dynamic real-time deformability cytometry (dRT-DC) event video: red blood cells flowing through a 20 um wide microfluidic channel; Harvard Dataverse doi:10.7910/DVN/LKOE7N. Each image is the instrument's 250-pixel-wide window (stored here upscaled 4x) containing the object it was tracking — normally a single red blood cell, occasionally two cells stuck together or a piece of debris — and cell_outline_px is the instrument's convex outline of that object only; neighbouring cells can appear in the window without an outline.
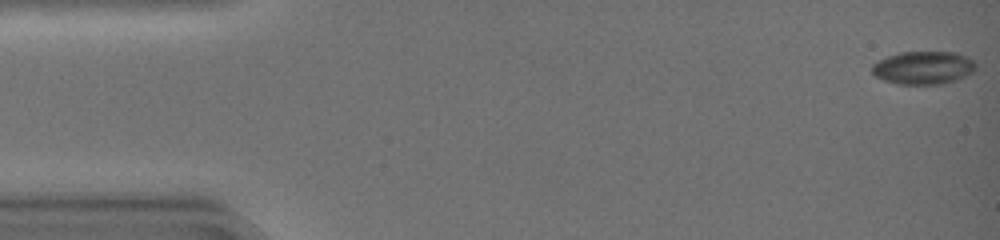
{"species": "common noctule bat (a hibernating species)", "species_latin": "Nyctalus noctula", "temperature_condition": "warm", "stored_images_in_passage": 45, "camera_frame_rate_fps": 3000, "um_per_image_px": 0.085, "animal": {"sex": "female", "body_mass_g": 19.0, "forearm_length_mm": 51.5}, "frame": {"image": 1, "passage_image": 1, "time_ms": 0.0, "image_size_px": [1000, 240], "cell_outline_px": [[976, 68], [972, 72], [956, 80], [940, 84], [900, 84], [884, 80], [876, 76], [872, 72], [872, 64], [888, 56], [900, 52], [956, 52], [968, 56], [976, 64]], "centroid_in_image_um": [78.5, 5.75], "position_along_channel_um": 6.5, "area_um2": 19.88}}
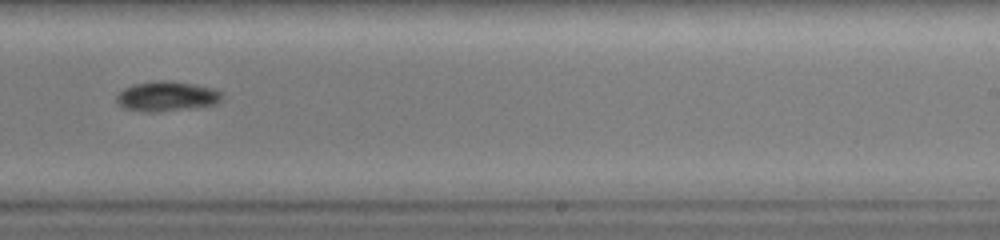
{"frame": {"image": 2, "passage_image": 29, "time_ms": 9.333, "image_size_px": [1000, 240], "cell_outline_px": [[224, 100], [216, 104], [196, 108], [124, 108], [116, 100], [116, 96], [124, 88], [132, 84], [156, 80], [168, 80], [196, 84], [212, 88], [224, 92]], "centroid_in_image_um": [14.31, 8.11], "position_along_channel_um": 274.7, "area_um2": 17.63}}
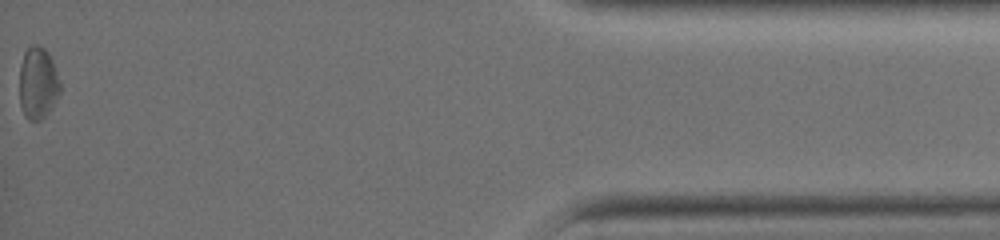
{"frame": {"image": 3, "passage_image": 45, "time_ms": 14.667, "image_size_px": [1000, 240], "cell_outline_px": [[60, 92], [52, 108], [40, 120], [28, 120], [24, 116], [20, 104], [20, 64], [24, 52], [32, 44], [36, 44], [44, 48], [48, 52], [52, 60], [60, 84]], "centroid_in_image_um": [3.21, 7.06], "position_along_channel_um": 432.0, "area_um2": 17.05}, "authors_computed_cell_mechanics": {"area_um2": 19.1318, "velocity_mm_per_s": 4.3453, "shape_relaxation_time_tau1_ms": 0.9409, "shape_relaxation_time_tau2_ms": null, "deformation_change_tau1": 0.1025, "deformation_change_tau2": null}}